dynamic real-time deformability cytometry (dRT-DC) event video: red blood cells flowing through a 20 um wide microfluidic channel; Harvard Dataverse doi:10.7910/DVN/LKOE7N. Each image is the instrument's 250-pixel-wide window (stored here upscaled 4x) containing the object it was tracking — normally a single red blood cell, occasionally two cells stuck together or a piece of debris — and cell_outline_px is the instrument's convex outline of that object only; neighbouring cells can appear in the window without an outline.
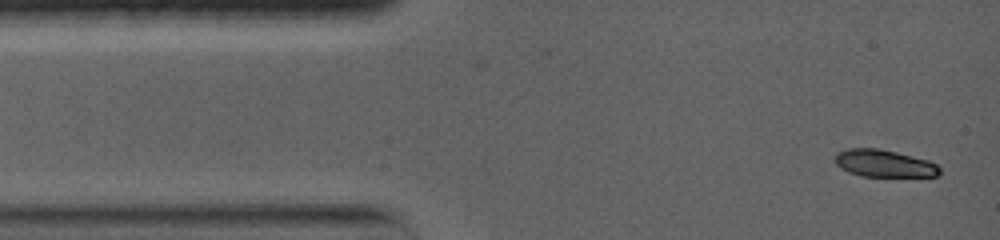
{"species": "common noctule bat (a hibernating species)", "species_latin": "Nyctalus noctula", "temperature_condition": "warm", "stored_images_in_passage": 34, "camera_frame_rate_fps": 5000, "um_per_image_px": 0.085, "animal": {"sex": "female", "body_mass_g": 19.0, "forearm_length_mm": 56.7}, "frame": {"image": 1, "passage_image": 1, "time_ms": 0.0, "image_size_px": [1000, 240], "cell_outline_px": [[940, 172], [936, 176], [860, 176], [848, 172], [840, 168], [836, 164], [836, 152], [848, 148], [876, 148], [896, 152], [928, 160], [936, 164], [940, 168]], "centroid_in_image_um": [75.12, 13.89], "position_along_channel_um": 9.9, "area_um2": 16.53}}
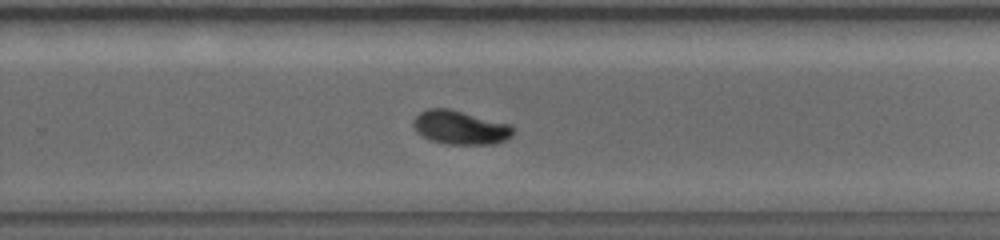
{"frame": {"image": 2, "passage_image": 19, "time_ms": 9.4, "image_size_px": [1000, 240], "cell_outline_px": [[512, 136], [496, 144], [448, 144], [428, 140], [416, 132], [412, 124], [412, 120], [420, 112], [428, 108], [448, 108], [512, 124]], "centroid_in_image_um": [39.09, 10.84], "position_along_channel_um": 290.7, "area_um2": 19.83}}
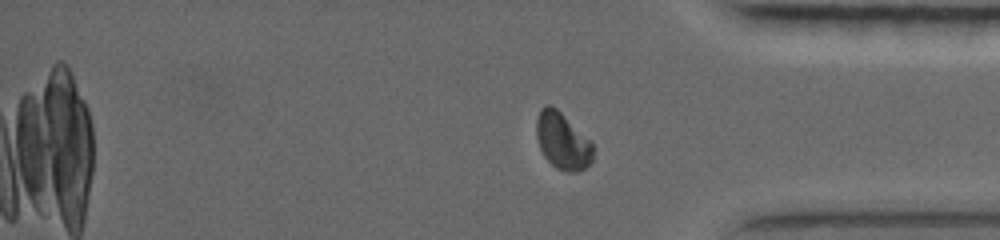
{"frame": {"image": 3, "passage_image": 27, "time_ms": 12.2, "image_size_px": [1000, 240], "cell_outline_px": [[592, 160], [580, 172], [568, 172], [556, 168], [544, 156], [540, 148], [536, 136], [536, 120], [540, 108], [544, 104], [552, 104], [592, 144]], "centroid_in_image_um": [47.76, 11.98], "position_along_channel_um": 387.4, "area_um2": 18.38}, "authors_computed_cell_mechanics": {"area_um2": 18.9873, "velocity_mm_per_s": 3.7024, "shape_relaxation_time_tau1_ms": 4.1005, "shape_relaxation_time_tau2_ms": null, "deformation_change_tau1": 0.1608, "deformation_change_tau2": null}}